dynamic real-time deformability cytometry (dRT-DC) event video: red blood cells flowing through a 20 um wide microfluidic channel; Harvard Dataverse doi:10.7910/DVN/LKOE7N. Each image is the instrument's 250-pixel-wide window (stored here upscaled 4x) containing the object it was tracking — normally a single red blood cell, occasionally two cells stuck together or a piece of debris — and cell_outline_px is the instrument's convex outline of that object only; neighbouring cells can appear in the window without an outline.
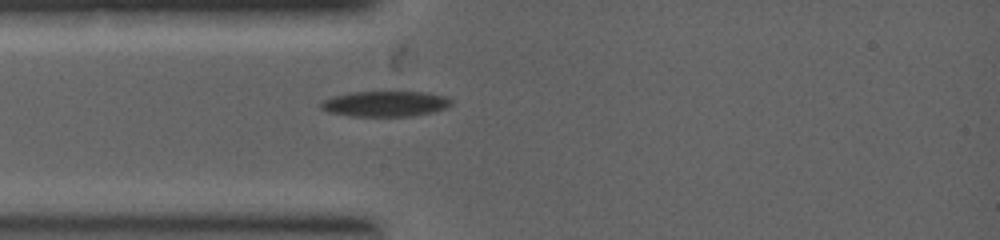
{"species": "common noctule bat (a hibernating species)", "species_latin": "Nyctalus noctula", "temperature_condition": "warm", "stored_images_in_passage": 3, "camera_frame_rate_fps": 5000, "um_per_image_px": 0.085, "animal": {"sex": "female", "body_mass_g": 19.0, "forearm_length_mm": 53.3}, "frame": {"image": 1, "passage_image": 3, "time_ms": 0.2, "image_size_px": [1000, 240], "cell_outline_px": [[452, 104], [444, 108], [432, 112], [412, 116], [348, 116], [328, 112], [320, 108], [320, 104], [324, 100], [332, 96], [352, 92], [424, 92], [448, 96], [452, 100]], "centroid_in_image_um": [32.74, 8.82], "position_along_channel_um": 52.3, "area_um2": 19.42}}